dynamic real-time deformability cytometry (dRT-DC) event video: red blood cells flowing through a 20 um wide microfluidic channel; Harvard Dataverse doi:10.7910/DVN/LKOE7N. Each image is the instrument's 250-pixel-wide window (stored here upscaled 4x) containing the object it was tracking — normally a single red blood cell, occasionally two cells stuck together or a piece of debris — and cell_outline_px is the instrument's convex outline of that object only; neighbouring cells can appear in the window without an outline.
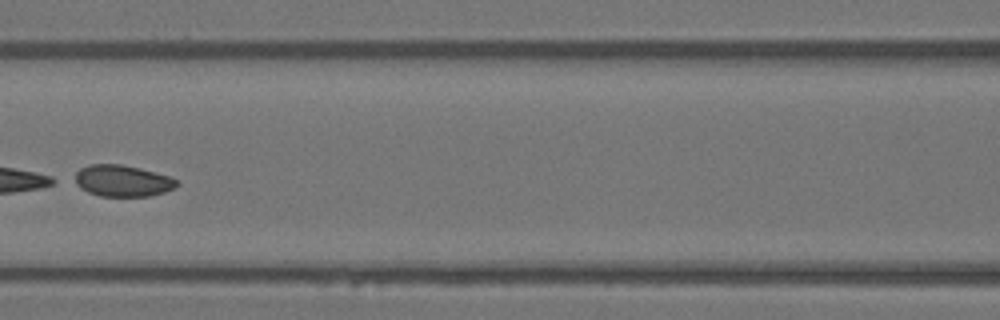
{"species": "Egyptian fruit bat (a non-hibernating species)", "species_latin": "Rousettus aegyptiacus", "temperature_condition": "warm", "stored_images_in_passage": 5, "camera_frame_rate_fps": 3000, "um_per_image_px": 0.085, "animal": {"sex": "female"}, "frame": {"image": 1, "passage_image": 5, "time_ms": 1.333, "image_size_px": [1000, 320], "cell_outline_px": [[180, 184], [164, 192], [148, 196], [100, 196], [88, 192], [80, 188], [68, 180], [80, 168], [88, 164], [120, 164], [140, 168], [168, 176], [180, 180]], "centroid_in_image_um": [10.33, 15.36], "position_along_channel_um": 156.3, "area_um2": 19.07}}